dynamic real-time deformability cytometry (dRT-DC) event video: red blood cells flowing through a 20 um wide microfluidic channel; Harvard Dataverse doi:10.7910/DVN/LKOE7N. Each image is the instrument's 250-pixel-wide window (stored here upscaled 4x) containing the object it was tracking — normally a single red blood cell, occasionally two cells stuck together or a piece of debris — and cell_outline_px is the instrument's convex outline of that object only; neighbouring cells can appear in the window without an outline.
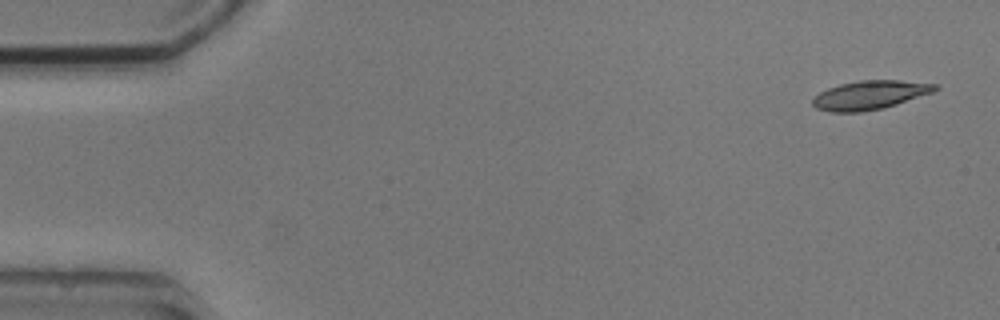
{"species": "common noctule bat (a hibernating species)", "species_latin": "Nyctalus noctula", "temperature_condition": "cold", "stored_images_in_passage": 3, "camera_frame_rate_fps": 3000, "um_per_image_px": 0.085, "animal": {"sex": "male", "body_mass_g": 20.5, "forearm_length_mm": 52.5}, "frame": {"image": 1, "passage_image": 1, "time_ms": 0.0, "image_size_px": [1000, 320], "cell_outline_px": [[940, 88], [932, 92], [884, 108], [860, 112], [832, 112], [816, 108], [812, 104], [812, 100], [820, 92], [828, 88], [840, 84], [860, 80], [896, 80], [936, 84]], "centroid_in_image_um": [73.92, 8.08], "position_along_channel_um": 11.1, "area_um2": 20.35}}